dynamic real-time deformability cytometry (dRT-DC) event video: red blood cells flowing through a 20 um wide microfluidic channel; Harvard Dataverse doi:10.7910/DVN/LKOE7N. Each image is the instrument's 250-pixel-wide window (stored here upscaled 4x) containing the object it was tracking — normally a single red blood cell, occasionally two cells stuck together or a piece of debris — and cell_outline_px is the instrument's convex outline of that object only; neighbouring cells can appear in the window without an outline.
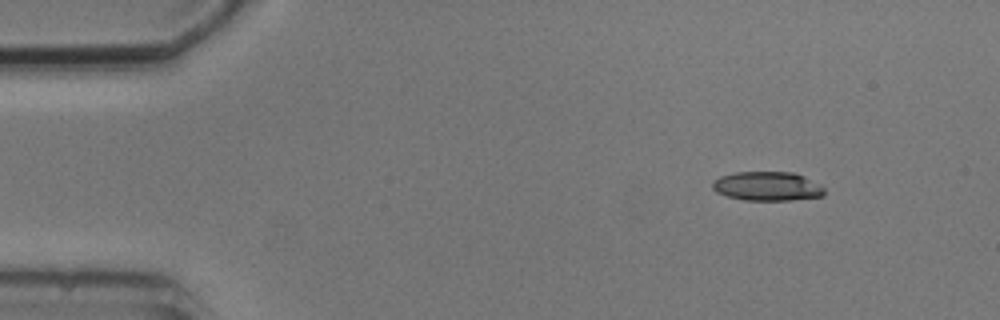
{"species": "common noctule bat (a hibernating species)", "species_latin": "Nyctalus noctula", "temperature_condition": "cold", "stored_images_in_passage": 7, "camera_frame_rate_fps": 3000, "um_per_image_px": 0.085, "animal": {"sex": "male", "body_mass_g": 20.5, "forearm_length_mm": 52.5}, "frame": {"image": 1, "passage_image": 1, "time_ms": 0.0, "image_size_px": [1000, 320], "cell_outline_px": [[824, 196], [792, 200], [744, 200], [728, 196], [716, 192], [712, 188], [712, 184], [720, 176], [736, 172], [792, 172], [804, 176], [820, 184], [824, 188]], "centroid_in_image_um": [65.24, 15.83], "position_along_channel_um": 19.8, "area_um2": 18.96}}
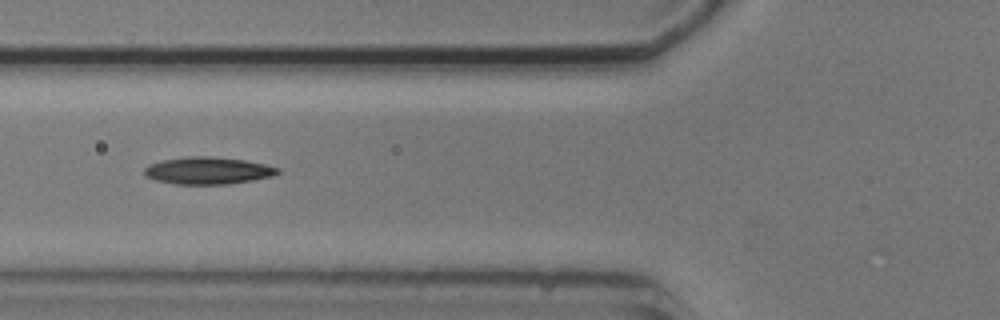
{"frame": {"image": 2, "passage_image": 5, "time_ms": 4.667, "image_size_px": [1000, 320], "cell_outline_px": [[280, 172], [272, 176], [252, 180], [228, 184], [176, 184], [156, 180], [144, 176], [144, 168], [152, 164], [164, 160], [188, 156], [212, 156], [244, 160], [264, 164], [280, 168]], "centroid_in_image_um": [17.68, 14.5], "position_along_channel_um": 108.1, "area_um2": 20.98}}
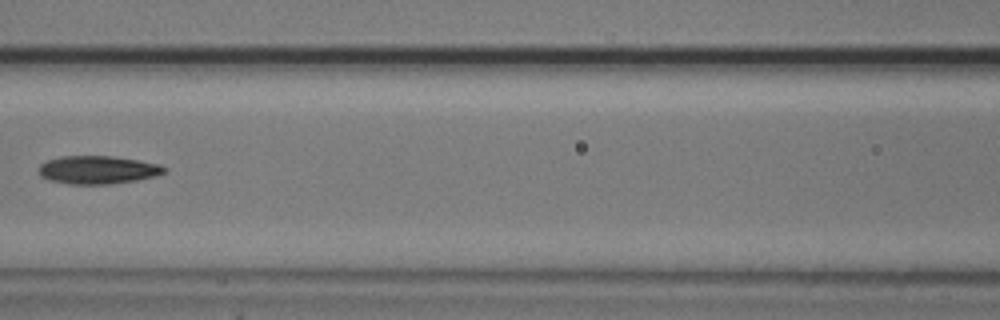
{"frame": {"image": 3, "passage_image": 6, "time_ms": 6.0, "image_size_px": [1000, 320], "cell_outline_px": [[168, 168], [164, 172], [156, 176], [136, 180], [108, 184], [68, 184], [48, 180], [40, 176], [36, 168], [44, 160], [60, 156], [112, 156], [160, 164]], "centroid_in_image_um": [8.24, 14.43], "position_along_channel_um": 158.4, "area_um2": 20.81}}